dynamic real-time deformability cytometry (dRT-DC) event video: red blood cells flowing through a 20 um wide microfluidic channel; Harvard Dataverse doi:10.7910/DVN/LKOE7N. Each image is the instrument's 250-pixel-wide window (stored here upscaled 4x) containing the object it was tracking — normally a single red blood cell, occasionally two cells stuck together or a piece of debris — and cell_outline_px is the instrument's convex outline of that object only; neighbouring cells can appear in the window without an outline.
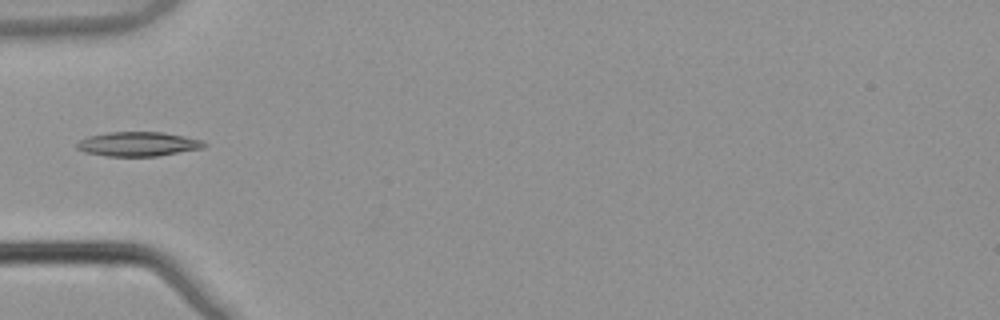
{"species": "common noctule bat (a hibernating species)", "species_latin": "Nyctalus noctula", "temperature_condition": "warm", "stored_images_in_passage": 6, "camera_frame_rate_fps": 3000, "um_per_image_px": 0.085, "animal": {"sex": "male", "body_mass_g": 21.5, "forearm_length_mm": 52.0}, "frame": {"image": 1, "passage_image": 6, "time_ms": 1.667, "image_size_px": [1000, 320], "cell_outline_px": [[208, 144], [200, 148], [160, 156], [108, 156], [84, 152], [76, 148], [76, 144], [80, 140], [88, 136], [108, 132], [160, 132], [184, 136], [200, 140]], "centroid_in_image_um": [11.69, 12.24], "position_along_channel_um": 73.3, "area_um2": 17.92}}